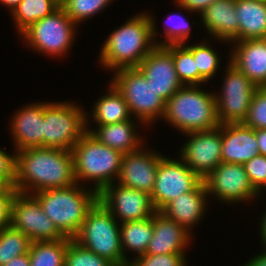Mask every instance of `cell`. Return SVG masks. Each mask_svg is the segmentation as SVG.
<instances>
[{"instance_id": "cell-42", "label": "cell", "mask_w": 266, "mask_h": 266, "mask_svg": "<svg viewBox=\"0 0 266 266\" xmlns=\"http://www.w3.org/2000/svg\"><path fill=\"white\" fill-rule=\"evenodd\" d=\"M261 250L245 262L243 266H266V248H262Z\"/></svg>"}, {"instance_id": "cell-36", "label": "cell", "mask_w": 266, "mask_h": 266, "mask_svg": "<svg viewBox=\"0 0 266 266\" xmlns=\"http://www.w3.org/2000/svg\"><path fill=\"white\" fill-rule=\"evenodd\" d=\"M243 124L254 130L266 129V87L255 90Z\"/></svg>"}, {"instance_id": "cell-32", "label": "cell", "mask_w": 266, "mask_h": 266, "mask_svg": "<svg viewBox=\"0 0 266 266\" xmlns=\"http://www.w3.org/2000/svg\"><path fill=\"white\" fill-rule=\"evenodd\" d=\"M165 47L172 53L174 67L182 85H198V68L192 52L184 44Z\"/></svg>"}, {"instance_id": "cell-3", "label": "cell", "mask_w": 266, "mask_h": 266, "mask_svg": "<svg viewBox=\"0 0 266 266\" xmlns=\"http://www.w3.org/2000/svg\"><path fill=\"white\" fill-rule=\"evenodd\" d=\"M32 195L58 231L69 239L76 236L86 214L98 201V193L95 190L79 183L42 190Z\"/></svg>"}, {"instance_id": "cell-10", "label": "cell", "mask_w": 266, "mask_h": 266, "mask_svg": "<svg viewBox=\"0 0 266 266\" xmlns=\"http://www.w3.org/2000/svg\"><path fill=\"white\" fill-rule=\"evenodd\" d=\"M224 68L221 91H215L218 120L221 124L243 123L255 90L258 88L245 74L228 61Z\"/></svg>"}, {"instance_id": "cell-45", "label": "cell", "mask_w": 266, "mask_h": 266, "mask_svg": "<svg viewBox=\"0 0 266 266\" xmlns=\"http://www.w3.org/2000/svg\"><path fill=\"white\" fill-rule=\"evenodd\" d=\"M263 211L265 212L263 213V216H261V219H259V242H261L260 245H262L263 248H266V208Z\"/></svg>"}, {"instance_id": "cell-17", "label": "cell", "mask_w": 266, "mask_h": 266, "mask_svg": "<svg viewBox=\"0 0 266 266\" xmlns=\"http://www.w3.org/2000/svg\"><path fill=\"white\" fill-rule=\"evenodd\" d=\"M138 68L165 102L183 86L178 79L172 53L165 46L156 45Z\"/></svg>"}, {"instance_id": "cell-26", "label": "cell", "mask_w": 266, "mask_h": 266, "mask_svg": "<svg viewBox=\"0 0 266 266\" xmlns=\"http://www.w3.org/2000/svg\"><path fill=\"white\" fill-rule=\"evenodd\" d=\"M91 110L89 114L87 112L85 114L86 122L92 118L91 123L95 122L96 125L118 123L130 120L132 117L128 104L111 82L108 84V92L103 96L100 95Z\"/></svg>"}, {"instance_id": "cell-34", "label": "cell", "mask_w": 266, "mask_h": 266, "mask_svg": "<svg viewBox=\"0 0 266 266\" xmlns=\"http://www.w3.org/2000/svg\"><path fill=\"white\" fill-rule=\"evenodd\" d=\"M166 26L163 30L164 40H156L157 46H167L172 44H185L191 34V25L189 20L181 14L171 13L165 19Z\"/></svg>"}, {"instance_id": "cell-8", "label": "cell", "mask_w": 266, "mask_h": 266, "mask_svg": "<svg viewBox=\"0 0 266 266\" xmlns=\"http://www.w3.org/2000/svg\"><path fill=\"white\" fill-rule=\"evenodd\" d=\"M77 28L79 27L59 7L51 15L30 25L19 37L36 53L62 58L71 51L78 33Z\"/></svg>"}, {"instance_id": "cell-31", "label": "cell", "mask_w": 266, "mask_h": 266, "mask_svg": "<svg viewBox=\"0 0 266 266\" xmlns=\"http://www.w3.org/2000/svg\"><path fill=\"white\" fill-rule=\"evenodd\" d=\"M31 240L21 231L8 226L0 231V266L9 263L14 257L29 252Z\"/></svg>"}, {"instance_id": "cell-43", "label": "cell", "mask_w": 266, "mask_h": 266, "mask_svg": "<svg viewBox=\"0 0 266 266\" xmlns=\"http://www.w3.org/2000/svg\"><path fill=\"white\" fill-rule=\"evenodd\" d=\"M260 155L266 156V129L255 130Z\"/></svg>"}, {"instance_id": "cell-9", "label": "cell", "mask_w": 266, "mask_h": 266, "mask_svg": "<svg viewBox=\"0 0 266 266\" xmlns=\"http://www.w3.org/2000/svg\"><path fill=\"white\" fill-rule=\"evenodd\" d=\"M80 106L74 101L44 102V147L72 150L86 132V112Z\"/></svg>"}, {"instance_id": "cell-2", "label": "cell", "mask_w": 266, "mask_h": 266, "mask_svg": "<svg viewBox=\"0 0 266 266\" xmlns=\"http://www.w3.org/2000/svg\"><path fill=\"white\" fill-rule=\"evenodd\" d=\"M158 24L151 13L131 16L108 35L99 50V65L107 70L138 67L156 46Z\"/></svg>"}, {"instance_id": "cell-27", "label": "cell", "mask_w": 266, "mask_h": 266, "mask_svg": "<svg viewBox=\"0 0 266 266\" xmlns=\"http://www.w3.org/2000/svg\"><path fill=\"white\" fill-rule=\"evenodd\" d=\"M152 237V217L120 223V238L124 259L130 263L136 257L145 254ZM131 251L134 257L129 258Z\"/></svg>"}, {"instance_id": "cell-19", "label": "cell", "mask_w": 266, "mask_h": 266, "mask_svg": "<svg viewBox=\"0 0 266 266\" xmlns=\"http://www.w3.org/2000/svg\"><path fill=\"white\" fill-rule=\"evenodd\" d=\"M153 237L145 254H186L193 233L156 211L152 216Z\"/></svg>"}, {"instance_id": "cell-28", "label": "cell", "mask_w": 266, "mask_h": 266, "mask_svg": "<svg viewBox=\"0 0 266 266\" xmlns=\"http://www.w3.org/2000/svg\"><path fill=\"white\" fill-rule=\"evenodd\" d=\"M60 7L57 0H21L10 14L20 35L30 25L51 15Z\"/></svg>"}, {"instance_id": "cell-38", "label": "cell", "mask_w": 266, "mask_h": 266, "mask_svg": "<svg viewBox=\"0 0 266 266\" xmlns=\"http://www.w3.org/2000/svg\"><path fill=\"white\" fill-rule=\"evenodd\" d=\"M186 254H143L133 259L132 266H188Z\"/></svg>"}, {"instance_id": "cell-18", "label": "cell", "mask_w": 266, "mask_h": 266, "mask_svg": "<svg viewBox=\"0 0 266 266\" xmlns=\"http://www.w3.org/2000/svg\"><path fill=\"white\" fill-rule=\"evenodd\" d=\"M10 120L14 151L44 147V102H33L15 111Z\"/></svg>"}, {"instance_id": "cell-33", "label": "cell", "mask_w": 266, "mask_h": 266, "mask_svg": "<svg viewBox=\"0 0 266 266\" xmlns=\"http://www.w3.org/2000/svg\"><path fill=\"white\" fill-rule=\"evenodd\" d=\"M114 0H64L60 7L70 17V19L80 26L82 22L89 20L94 15L100 14Z\"/></svg>"}, {"instance_id": "cell-6", "label": "cell", "mask_w": 266, "mask_h": 266, "mask_svg": "<svg viewBox=\"0 0 266 266\" xmlns=\"http://www.w3.org/2000/svg\"><path fill=\"white\" fill-rule=\"evenodd\" d=\"M73 240L114 265L128 264L122 252L120 223L99 200L86 214Z\"/></svg>"}, {"instance_id": "cell-37", "label": "cell", "mask_w": 266, "mask_h": 266, "mask_svg": "<svg viewBox=\"0 0 266 266\" xmlns=\"http://www.w3.org/2000/svg\"><path fill=\"white\" fill-rule=\"evenodd\" d=\"M243 165L251 185L259 194L264 195L263 192L266 190V156L259 154Z\"/></svg>"}, {"instance_id": "cell-14", "label": "cell", "mask_w": 266, "mask_h": 266, "mask_svg": "<svg viewBox=\"0 0 266 266\" xmlns=\"http://www.w3.org/2000/svg\"><path fill=\"white\" fill-rule=\"evenodd\" d=\"M183 135L188 137V141H184L178 155L203 180L222 162L221 125Z\"/></svg>"}, {"instance_id": "cell-39", "label": "cell", "mask_w": 266, "mask_h": 266, "mask_svg": "<svg viewBox=\"0 0 266 266\" xmlns=\"http://www.w3.org/2000/svg\"><path fill=\"white\" fill-rule=\"evenodd\" d=\"M0 178L8 185L14 186L16 180V152L8 153L0 147Z\"/></svg>"}, {"instance_id": "cell-44", "label": "cell", "mask_w": 266, "mask_h": 266, "mask_svg": "<svg viewBox=\"0 0 266 266\" xmlns=\"http://www.w3.org/2000/svg\"><path fill=\"white\" fill-rule=\"evenodd\" d=\"M3 266H30L29 252L27 254L14 257L9 263Z\"/></svg>"}, {"instance_id": "cell-15", "label": "cell", "mask_w": 266, "mask_h": 266, "mask_svg": "<svg viewBox=\"0 0 266 266\" xmlns=\"http://www.w3.org/2000/svg\"><path fill=\"white\" fill-rule=\"evenodd\" d=\"M98 200L119 223L147 219L156 212L150 194L117 182L106 186L98 194Z\"/></svg>"}, {"instance_id": "cell-1", "label": "cell", "mask_w": 266, "mask_h": 266, "mask_svg": "<svg viewBox=\"0 0 266 266\" xmlns=\"http://www.w3.org/2000/svg\"><path fill=\"white\" fill-rule=\"evenodd\" d=\"M75 183L71 150L36 147L16 152L14 187L18 192L33 194Z\"/></svg>"}, {"instance_id": "cell-11", "label": "cell", "mask_w": 266, "mask_h": 266, "mask_svg": "<svg viewBox=\"0 0 266 266\" xmlns=\"http://www.w3.org/2000/svg\"><path fill=\"white\" fill-rule=\"evenodd\" d=\"M203 182L208 196L214 195L227 205L257 201L261 196L251 185L243 164L221 162Z\"/></svg>"}, {"instance_id": "cell-40", "label": "cell", "mask_w": 266, "mask_h": 266, "mask_svg": "<svg viewBox=\"0 0 266 266\" xmlns=\"http://www.w3.org/2000/svg\"><path fill=\"white\" fill-rule=\"evenodd\" d=\"M18 190L14 186H7L0 192V231L10 226L11 206Z\"/></svg>"}, {"instance_id": "cell-24", "label": "cell", "mask_w": 266, "mask_h": 266, "mask_svg": "<svg viewBox=\"0 0 266 266\" xmlns=\"http://www.w3.org/2000/svg\"><path fill=\"white\" fill-rule=\"evenodd\" d=\"M137 123L143 124L140 120L135 122V119L131 118L127 121L107 125H96L91 128L89 121V123L86 122V131L103 145L125 154L137 151L146 144L144 141L145 138L141 134H138L136 129V127L138 128Z\"/></svg>"}, {"instance_id": "cell-7", "label": "cell", "mask_w": 266, "mask_h": 266, "mask_svg": "<svg viewBox=\"0 0 266 266\" xmlns=\"http://www.w3.org/2000/svg\"><path fill=\"white\" fill-rule=\"evenodd\" d=\"M113 74L110 82L128 104L132 118L134 115V118L140 120L144 127H150L156 120L163 118L166 102L138 67L121 68Z\"/></svg>"}, {"instance_id": "cell-13", "label": "cell", "mask_w": 266, "mask_h": 266, "mask_svg": "<svg viewBox=\"0 0 266 266\" xmlns=\"http://www.w3.org/2000/svg\"><path fill=\"white\" fill-rule=\"evenodd\" d=\"M10 226L28 236L31 242L65 238L32 194H16L11 206Z\"/></svg>"}, {"instance_id": "cell-47", "label": "cell", "mask_w": 266, "mask_h": 266, "mask_svg": "<svg viewBox=\"0 0 266 266\" xmlns=\"http://www.w3.org/2000/svg\"><path fill=\"white\" fill-rule=\"evenodd\" d=\"M8 185L0 178V192L3 191Z\"/></svg>"}, {"instance_id": "cell-41", "label": "cell", "mask_w": 266, "mask_h": 266, "mask_svg": "<svg viewBox=\"0 0 266 266\" xmlns=\"http://www.w3.org/2000/svg\"><path fill=\"white\" fill-rule=\"evenodd\" d=\"M175 6L179 7V10L188 11L191 13L201 14L207 7L217 0H173Z\"/></svg>"}, {"instance_id": "cell-30", "label": "cell", "mask_w": 266, "mask_h": 266, "mask_svg": "<svg viewBox=\"0 0 266 266\" xmlns=\"http://www.w3.org/2000/svg\"><path fill=\"white\" fill-rule=\"evenodd\" d=\"M68 238L31 242L30 266H65Z\"/></svg>"}, {"instance_id": "cell-16", "label": "cell", "mask_w": 266, "mask_h": 266, "mask_svg": "<svg viewBox=\"0 0 266 266\" xmlns=\"http://www.w3.org/2000/svg\"><path fill=\"white\" fill-rule=\"evenodd\" d=\"M164 155L142 146L137 151L125 153L117 179L118 184L144 191L151 195L160 159Z\"/></svg>"}, {"instance_id": "cell-21", "label": "cell", "mask_w": 266, "mask_h": 266, "mask_svg": "<svg viewBox=\"0 0 266 266\" xmlns=\"http://www.w3.org/2000/svg\"><path fill=\"white\" fill-rule=\"evenodd\" d=\"M200 23L205 32L217 42H237L239 21L236 14L235 0H217L200 15ZM219 40V41H218Z\"/></svg>"}, {"instance_id": "cell-5", "label": "cell", "mask_w": 266, "mask_h": 266, "mask_svg": "<svg viewBox=\"0 0 266 266\" xmlns=\"http://www.w3.org/2000/svg\"><path fill=\"white\" fill-rule=\"evenodd\" d=\"M71 151L76 183L90 188L91 185H87L92 182L94 185L91 188L99 194L106 186L117 181L124 155L120 151L103 145L88 131Z\"/></svg>"}, {"instance_id": "cell-4", "label": "cell", "mask_w": 266, "mask_h": 266, "mask_svg": "<svg viewBox=\"0 0 266 266\" xmlns=\"http://www.w3.org/2000/svg\"><path fill=\"white\" fill-rule=\"evenodd\" d=\"M200 85H183L165 103L162 120L185 134L220 125L214 92Z\"/></svg>"}, {"instance_id": "cell-22", "label": "cell", "mask_w": 266, "mask_h": 266, "mask_svg": "<svg viewBox=\"0 0 266 266\" xmlns=\"http://www.w3.org/2000/svg\"><path fill=\"white\" fill-rule=\"evenodd\" d=\"M222 162L244 164L259 155L255 130L243 123L221 124Z\"/></svg>"}, {"instance_id": "cell-35", "label": "cell", "mask_w": 266, "mask_h": 266, "mask_svg": "<svg viewBox=\"0 0 266 266\" xmlns=\"http://www.w3.org/2000/svg\"><path fill=\"white\" fill-rule=\"evenodd\" d=\"M65 266H114V264L68 238Z\"/></svg>"}, {"instance_id": "cell-25", "label": "cell", "mask_w": 266, "mask_h": 266, "mask_svg": "<svg viewBox=\"0 0 266 266\" xmlns=\"http://www.w3.org/2000/svg\"><path fill=\"white\" fill-rule=\"evenodd\" d=\"M239 21L237 41L266 38V1L235 0Z\"/></svg>"}, {"instance_id": "cell-12", "label": "cell", "mask_w": 266, "mask_h": 266, "mask_svg": "<svg viewBox=\"0 0 266 266\" xmlns=\"http://www.w3.org/2000/svg\"><path fill=\"white\" fill-rule=\"evenodd\" d=\"M203 180L186 163L163 156L160 159L151 200L156 211L181 194L193 191Z\"/></svg>"}, {"instance_id": "cell-46", "label": "cell", "mask_w": 266, "mask_h": 266, "mask_svg": "<svg viewBox=\"0 0 266 266\" xmlns=\"http://www.w3.org/2000/svg\"><path fill=\"white\" fill-rule=\"evenodd\" d=\"M21 0H0V4L9 9L10 14L18 6Z\"/></svg>"}, {"instance_id": "cell-23", "label": "cell", "mask_w": 266, "mask_h": 266, "mask_svg": "<svg viewBox=\"0 0 266 266\" xmlns=\"http://www.w3.org/2000/svg\"><path fill=\"white\" fill-rule=\"evenodd\" d=\"M208 193L202 181L193 191L181 194L159 212L167 218L183 225L190 233L205 217L208 206Z\"/></svg>"}, {"instance_id": "cell-29", "label": "cell", "mask_w": 266, "mask_h": 266, "mask_svg": "<svg viewBox=\"0 0 266 266\" xmlns=\"http://www.w3.org/2000/svg\"><path fill=\"white\" fill-rule=\"evenodd\" d=\"M206 38L208 39V37H205L197 44H184L193 54L196 68H198V85L200 86L210 82L221 69V58L217 50L209 45L210 40Z\"/></svg>"}, {"instance_id": "cell-48", "label": "cell", "mask_w": 266, "mask_h": 266, "mask_svg": "<svg viewBox=\"0 0 266 266\" xmlns=\"http://www.w3.org/2000/svg\"><path fill=\"white\" fill-rule=\"evenodd\" d=\"M114 266H132L130 263L124 265H114Z\"/></svg>"}, {"instance_id": "cell-20", "label": "cell", "mask_w": 266, "mask_h": 266, "mask_svg": "<svg viewBox=\"0 0 266 266\" xmlns=\"http://www.w3.org/2000/svg\"><path fill=\"white\" fill-rule=\"evenodd\" d=\"M229 62L256 86L266 87V38L231 43Z\"/></svg>"}]
</instances>
